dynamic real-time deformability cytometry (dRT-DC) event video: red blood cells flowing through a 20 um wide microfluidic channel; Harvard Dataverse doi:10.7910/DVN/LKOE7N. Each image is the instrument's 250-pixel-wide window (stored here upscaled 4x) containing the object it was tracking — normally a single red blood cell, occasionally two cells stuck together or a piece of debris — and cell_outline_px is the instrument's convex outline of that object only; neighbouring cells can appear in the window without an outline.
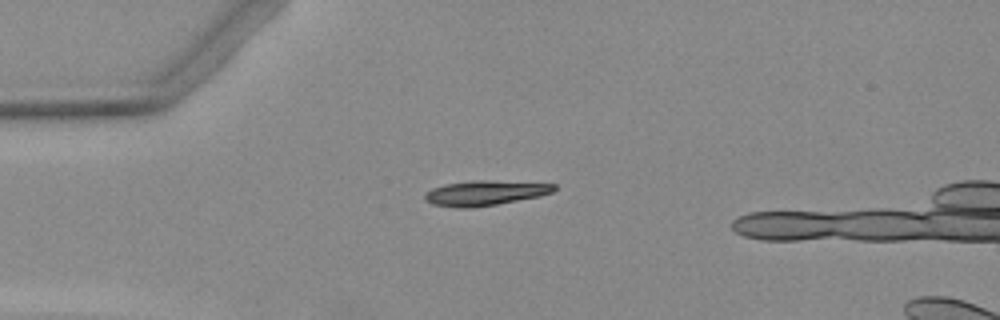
{"species": "Egyptian fruit bat (a non-hibernating species)", "species_latin": "Rousettus aegyptiacus", "temperature_condition": "warm", "stored_images_in_passage": 3, "camera_frame_rate_fps": 3000, "um_per_image_px": 0.085, "animal": {"sex": "female"}, "frame": {"image": 1, "passage_image": 1, "time_ms": 0.0, "image_size_px": [1000, 320], "cell_outline_px": [[556, 188], [552, 192], [540, 196], [496, 204], [472, 208], [456, 208], [432, 204], [424, 200], [424, 192], [432, 188], [444, 184], [472, 180], [488, 180], [556, 184]], "centroid_in_image_um": [41.17, 16.4], "position_along_channel_um": 43.8, "area_um2": 18.9}}
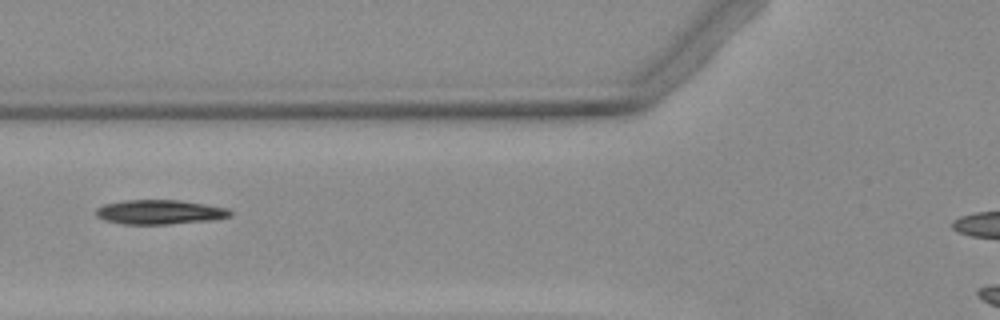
{"frame": {"image": 2, "passage_image": 3, "time_ms": 2.333, "image_size_px": [1000, 320], "cell_outline_px": [[232, 216], [212, 220], [168, 224], [124, 224], [104, 220], [96, 216], [96, 208], [104, 204], [124, 200], [180, 200], [228, 208], [232, 212]], "centroid_in_image_um": [13.57, 18.02], "position_along_channel_um": 112.2, "area_um2": 19.13}}